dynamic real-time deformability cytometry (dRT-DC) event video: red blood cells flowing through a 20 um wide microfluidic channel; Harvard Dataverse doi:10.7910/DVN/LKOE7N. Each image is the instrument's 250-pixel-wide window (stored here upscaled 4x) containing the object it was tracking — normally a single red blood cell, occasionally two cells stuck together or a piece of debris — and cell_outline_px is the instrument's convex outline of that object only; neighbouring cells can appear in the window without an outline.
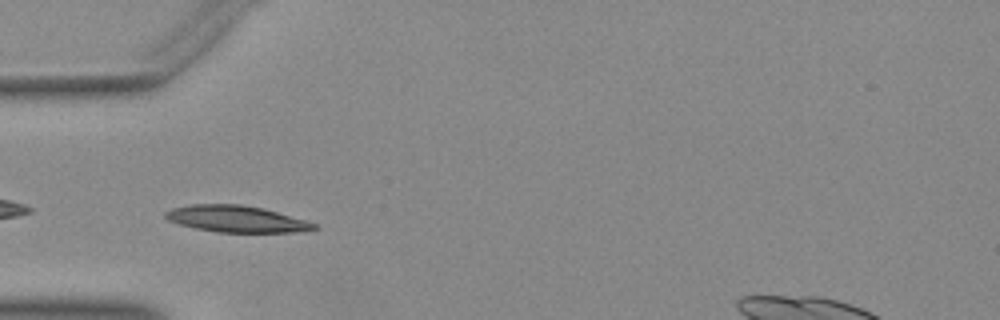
{"species": "Egyptian fruit bat (a non-hibernating species)", "species_latin": "Rousettus aegyptiacus", "temperature_condition": "warm", "stored_images_in_passage": 32, "camera_frame_rate_fps": 3000, "um_per_image_px": 0.085, "animal": {"sex": "female"}, "frame": {"image": 1, "passage_image": 1, "time_ms": 0.0, "image_size_px": [1000, 320], "cell_outline_px": [[316, 228], [292, 232], [216, 232], [196, 228], [180, 224], [168, 220], [164, 216], [164, 212], [172, 208], [188, 204], [240, 204], [264, 208], [304, 220], [316, 224]], "centroid_in_image_um": [20.02, 18.59], "position_along_channel_um": 65.0, "area_um2": 22.77}}
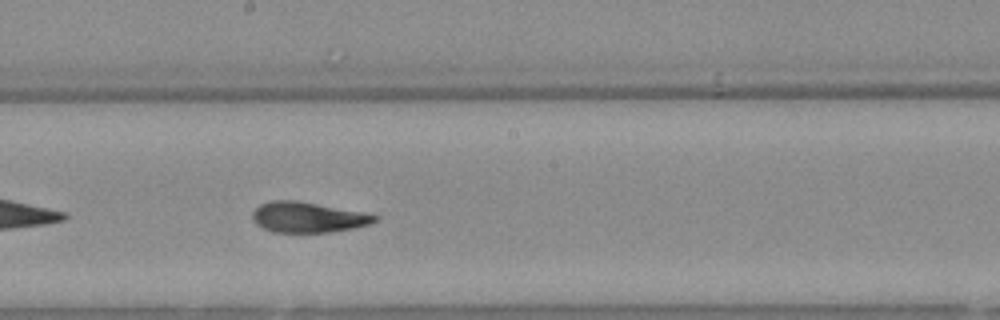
{"frame": {"image": 2, "passage_image": 13, "time_ms": 4.0, "image_size_px": [1000, 320], "cell_outline_px": [[380, 216], [376, 220], [368, 224], [356, 228], [332, 232], [272, 232], [256, 224], [252, 220], [252, 212], [260, 204], [272, 200], [296, 200], [364, 212]], "centroid_in_image_um": [26.16, 18.46], "position_along_channel_um": 222.0, "area_um2": 21.79}}
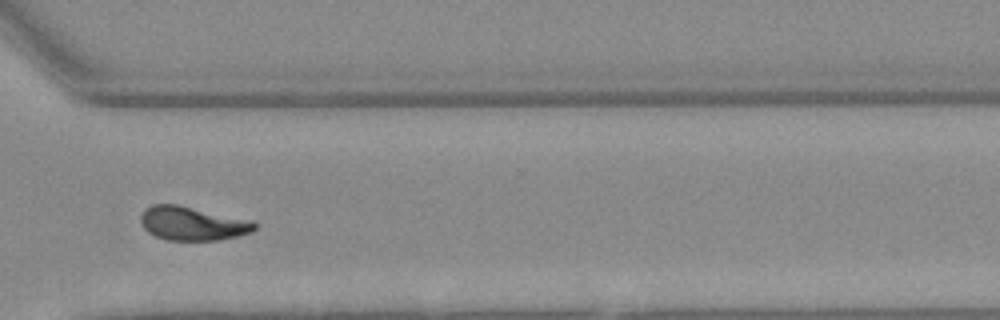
{"frame": {"image": 3, "passage_image": 23, "time_ms": 7.333, "image_size_px": [1000, 320], "cell_outline_px": [[256, 228], [252, 232], [220, 240], [168, 240], [156, 236], [148, 232], [144, 228], [140, 220], [140, 216], [144, 208], [152, 204], [176, 204], [252, 220], [256, 224]], "centroid_in_image_um": [16.34, 18.99], "position_along_channel_um": 354.3, "area_um2": 22.43}}